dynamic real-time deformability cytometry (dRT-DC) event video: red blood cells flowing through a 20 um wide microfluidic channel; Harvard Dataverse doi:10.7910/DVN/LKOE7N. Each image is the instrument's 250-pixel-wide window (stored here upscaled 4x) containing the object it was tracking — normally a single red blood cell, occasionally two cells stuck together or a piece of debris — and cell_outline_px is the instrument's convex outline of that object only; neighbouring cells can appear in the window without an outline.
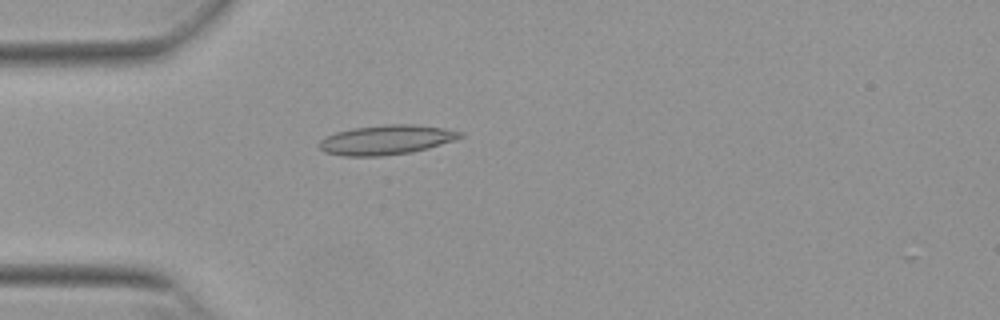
{"species": "Egyptian fruit bat (a non-hibernating species)", "species_latin": "Rousettus aegyptiacus", "temperature_condition": "warm", "stored_images_in_passage": 53, "camera_frame_rate_fps": 3000, "um_per_image_px": 0.085, "animal": {"sex": "female"}, "frame": {"image": 1, "passage_image": 15, "time_ms": 4.667, "image_size_px": [1000, 320], "cell_outline_px": [[464, 136], [456, 140], [428, 148], [412, 152], [384, 156], [344, 156], [324, 152], [316, 144], [320, 140], [336, 132], [352, 128], [384, 124], [412, 124], [444, 128], [464, 132]], "centroid_in_image_um": [32.85, 11.88], "position_along_channel_um": 52.1, "area_um2": 24.51}}
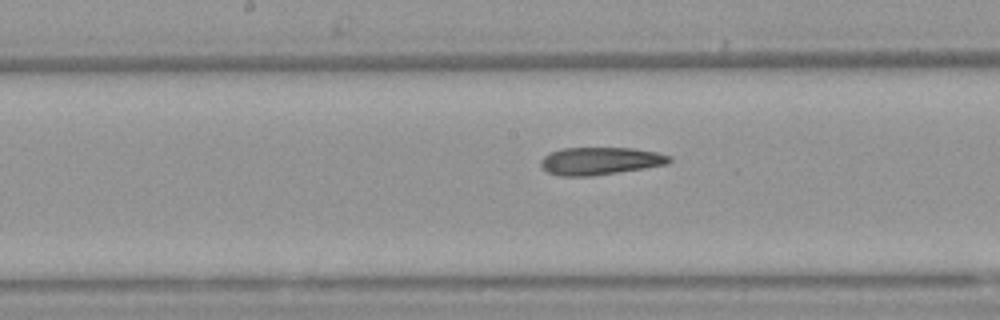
{"frame": {"image": 2, "passage_image": 27, "time_ms": 8.667, "image_size_px": [1000, 320], "cell_outline_px": [[672, 160], [668, 164], [644, 168], [592, 176], [560, 176], [548, 172], [540, 164], [540, 160], [548, 152], [560, 148], [632, 148], [656, 152], [672, 156]], "centroid_in_image_um": [51.0, 13.67], "position_along_channel_um": 197.2, "area_um2": 20.75}}
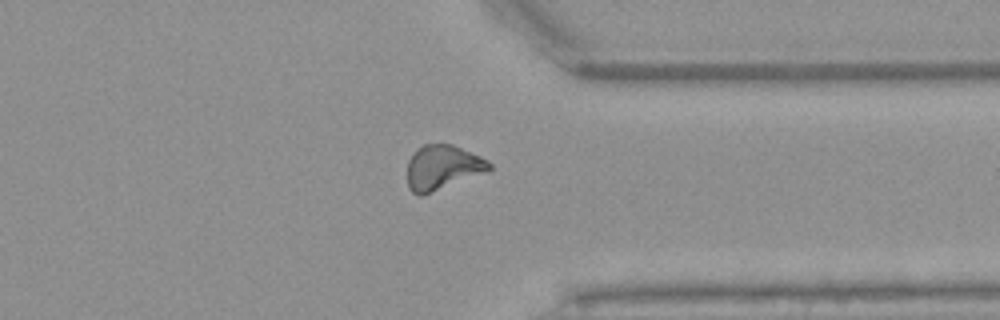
{"frame": {"image": 3, "passage_image": 41, "time_ms": 13.333, "image_size_px": [1000, 320], "cell_outline_px": [[492, 168], [488, 172], [424, 196], [420, 196], [412, 192], [408, 188], [408, 160], [416, 148], [424, 144], [452, 144], [480, 156], [488, 160], [492, 164]], "centroid_in_image_um": [37.63, 14.25], "position_along_channel_um": 373.8, "area_um2": 21.73}, "authors_computed_cell_mechanics": {"area_um2": 21.386, "velocity_mm_per_s": 3.863, "shape_relaxation_time_tau1_ms": null, "shape_relaxation_time_tau2_ms": 6.7894, "deformation_change_tau1": null, "deformation_change_tau2": 0.1716}}